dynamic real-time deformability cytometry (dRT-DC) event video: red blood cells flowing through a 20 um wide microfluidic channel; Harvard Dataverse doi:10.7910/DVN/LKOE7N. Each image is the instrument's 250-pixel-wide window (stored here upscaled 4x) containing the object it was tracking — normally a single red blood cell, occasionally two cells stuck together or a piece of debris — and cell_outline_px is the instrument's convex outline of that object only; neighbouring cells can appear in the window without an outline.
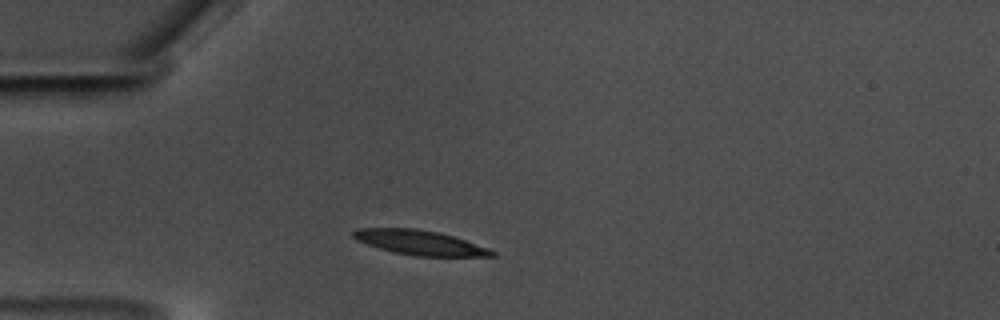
{"species": "common noctule bat (a hibernating species)", "species_latin": "Nyctalus noctula", "temperature_condition": "warm", "stored_images_in_passage": 48, "camera_frame_rate_fps": 3000, "um_per_image_px": 0.085, "animal": {"sex": "male", "body_mass_g": 17.5, "forearm_length_mm": 52.3}, "frame": {"image": 1, "passage_image": 6, "time_ms": 1.667, "image_size_px": [1000, 320], "cell_outline_px": [[496, 256], [416, 256], [396, 252], [380, 248], [356, 240], [352, 236], [352, 232], [356, 228], [416, 228], [436, 232], [452, 236], [488, 248], [496, 252]], "centroid_in_image_um": [35.66, 20.61], "position_along_channel_um": 49.3, "area_um2": 19.59}}
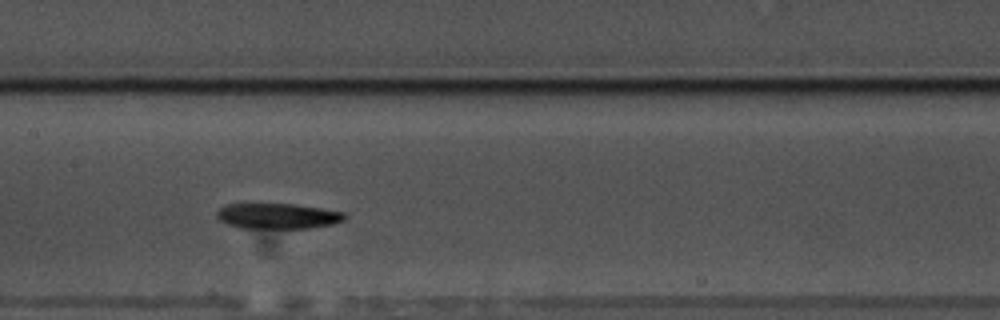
{"frame": {"image": 2, "passage_image": 19, "time_ms": 6.0, "image_size_px": [1000, 320], "cell_outline_px": [[348, 216], [344, 220], [332, 224], [308, 228], [240, 228], [228, 224], [220, 220], [216, 216], [216, 212], [224, 204], [244, 200], [252, 200], [292, 204], [320, 208], [344, 212]], "centroid_in_image_um": [23.49, 18.3], "position_along_channel_um": 183.9, "area_um2": 20.06}}
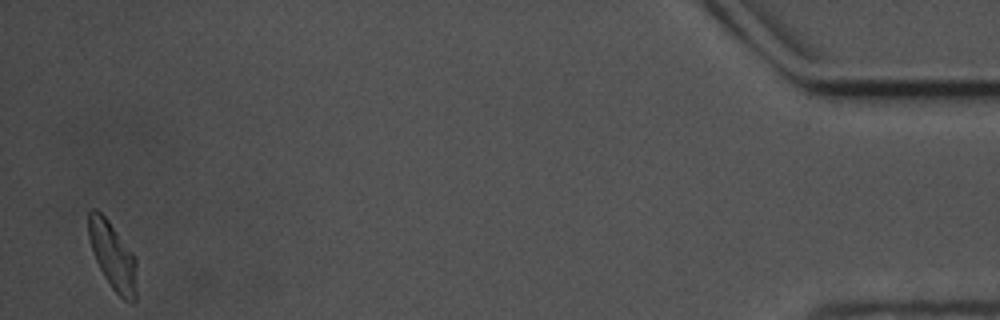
{"frame": {"image": 3, "passage_image": 47, "time_ms": 15.333, "image_size_px": [1000, 320], "cell_outline_px": [[136, 304], [132, 304], [124, 300], [112, 288], [104, 276], [96, 260], [88, 236], [88, 212], [92, 208], [96, 208], [108, 220], [132, 252], [136, 260]], "centroid_in_image_um": [9.59, 21.77], "position_along_channel_um": 425.6, "area_um2": 18.9}, "authors_computed_cell_mechanics": {"area_um2": 20.0277, "velocity_mm_per_s": 3.4888, "shape_relaxation_time_tau1_ms": 3.2912, "shape_relaxation_time_tau2_ms": 8.8909, "deformation_change_tau1": 0.1296, "deformation_change_tau2": 0.1599}}